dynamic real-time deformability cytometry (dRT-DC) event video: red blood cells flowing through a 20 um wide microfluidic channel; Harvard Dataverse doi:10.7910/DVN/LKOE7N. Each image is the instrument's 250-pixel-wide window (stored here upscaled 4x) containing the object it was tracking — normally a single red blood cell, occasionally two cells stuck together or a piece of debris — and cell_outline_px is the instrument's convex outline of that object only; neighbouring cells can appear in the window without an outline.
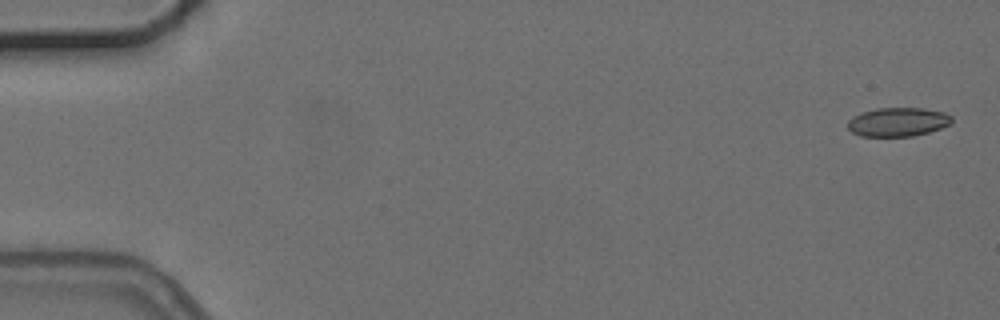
{"species": "common noctule bat (a hibernating species)", "species_latin": "Nyctalus noctula", "temperature_condition": "cold", "stored_images_in_passage": 6, "camera_frame_rate_fps": 3000, "um_per_image_px": 0.085, "animal": {"sex": "female", "body_mass_g": 24.6, "forearm_length_mm": 56.2}, "frame": {"image": 1, "passage_image": 1, "time_ms": 0.0, "image_size_px": [1000, 320], "cell_outline_px": [[952, 124], [928, 132], [912, 136], [860, 136], [852, 132], [848, 128], [848, 120], [852, 116], [860, 112], [876, 108], [924, 108], [944, 112], [952, 116]], "centroid_in_image_um": [76.31, 10.36], "position_along_channel_um": 8.7, "area_um2": 17.63}}